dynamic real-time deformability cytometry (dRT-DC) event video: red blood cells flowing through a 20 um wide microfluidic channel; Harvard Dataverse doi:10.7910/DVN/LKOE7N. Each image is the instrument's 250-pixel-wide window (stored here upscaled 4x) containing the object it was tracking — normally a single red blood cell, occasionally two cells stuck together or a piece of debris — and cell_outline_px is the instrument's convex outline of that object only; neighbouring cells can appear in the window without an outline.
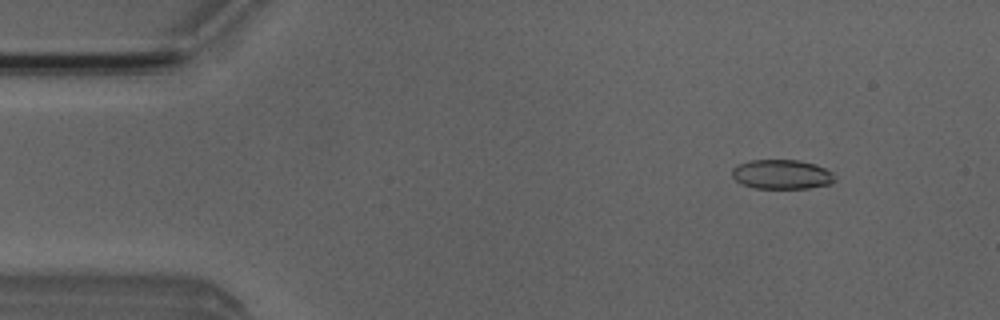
{"species": "Egyptian fruit bat (a non-hibernating species)", "species_latin": "Rousettus aegyptiacus", "temperature_condition": "room temperature", "stored_images_in_passage": 52, "camera_frame_rate_fps": 3000, "um_per_image_px": 0.085, "animal": {"sex": "male"}, "frame": {"image": 1, "passage_image": 6, "time_ms": 1.667, "image_size_px": [1000, 320], "cell_outline_px": [[836, 176], [828, 184], [808, 188], [756, 188], [744, 184], [736, 180], [732, 176], [732, 168], [736, 164], [752, 160], [800, 160], [816, 164], [832, 172]], "centroid_in_image_um": [66.43, 14.8], "position_along_channel_um": 18.6, "area_um2": 17.51}}
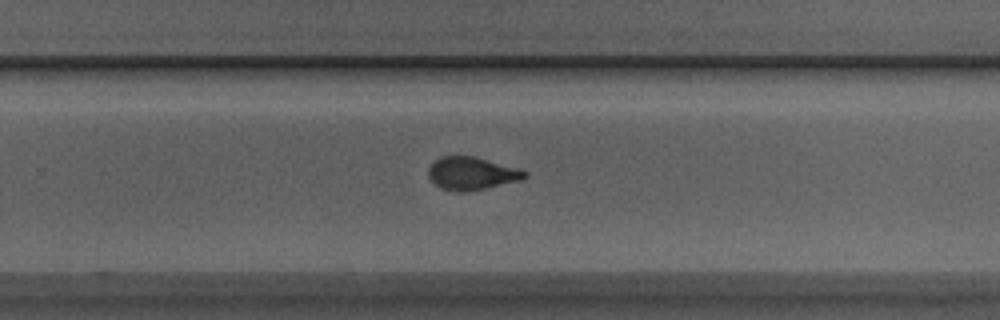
{"frame": {"image": 2, "passage_image": 33, "time_ms": 10.667, "image_size_px": [1000, 320], "cell_outline_px": [[528, 176], [520, 180], [484, 188], [464, 192], [456, 192], [440, 188], [428, 176], [428, 168], [440, 156], [472, 156], [516, 168], [528, 172]], "centroid_in_image_um": [40.06, 14.75], "position_along_channel_um": 289.7, "area_um2": 18.09}}
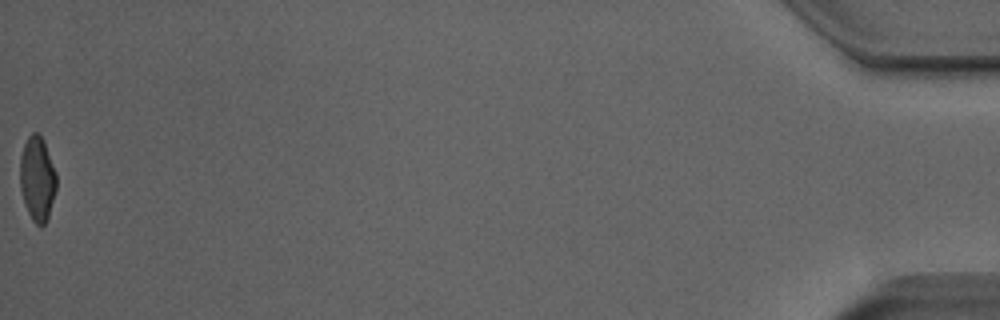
{"frame": {"image": 3, "passage_image": 52, "time_ms": 17.0, "image_size_px": [1000, 320], "cell_outline_px": [[56, 188], [48, 216], [44, 224], [40, 228], [32, 220], [28, 212], [20, 188], [20, 156], [24, 144], [28, 136], [32, 132], [40, 132], [44, 140], [56, 172]], "centroid_in_image_um": [3.17, 15.15], "position_along_channel_um": 432.0, "area_um2": 17.98}, "authors_computed_cell_mechanics": {"area_um2": 18.5249, "velocity_mm_per_s": 3.9587, "shape_relaxation_time_tau1_ms": null, "shape_relaxation_time_tau2_ms": 1.2828, "deformation_change_tau1": null, "deformation_change_tau2": 0.0665}}